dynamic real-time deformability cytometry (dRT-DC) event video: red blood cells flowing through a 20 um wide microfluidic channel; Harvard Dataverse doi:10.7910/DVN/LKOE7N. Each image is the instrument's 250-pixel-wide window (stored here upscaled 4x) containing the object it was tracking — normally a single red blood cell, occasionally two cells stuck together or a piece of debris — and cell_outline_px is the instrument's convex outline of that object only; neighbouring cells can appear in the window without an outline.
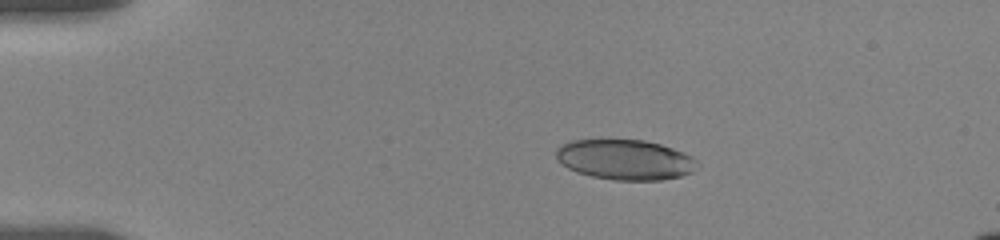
{"species": "human", "species_latin": "Homo sapiens", "temperature_condition": "room temperature", "stored_images_in_passage": 8, "camera_frame_rate_fps": 3000, "um_per_image_px": 0.085, "donor": {"sex": "female"}, "frame": {"image": 1, "passage_image": 4, "time_ms": 3.333, "image_size_px": [1000, 240], "cell_outline_px": [[696, 160], [692, 172], [680, 176], [664, 180], [616, 180], [592, 176], [576, 172], [568, 168], [556, 156], [556, 148], [560, 144], [572, 140], [644, 140], [660, 144], [684, 152], [692, 156]], "centroid_in_image_um": [53.12, 13.57], "position_along_channel_um": 31.9, "area_um2": 32.83}}
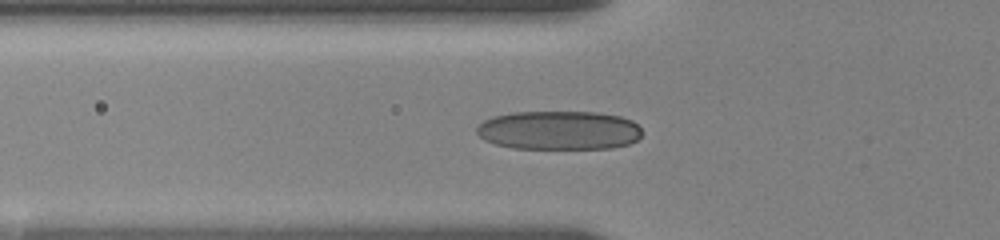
{"frame": {"image": 2, "passage_image": 7, "time_ms": 6.333, "image_size_px": [1000, 240], "cell_outline_px": [[640, 136], [636, 140], [628, 144], [612, 148], [512, 148], [496, 144], [484, 140], [476, 132], [476, 128], [484, 120], [492, 116], [512, 112], [596, 112], [620, 116], [632, 120], [640, 128]], "centroid_in_image_um": [47.49, 11.07], "position_along_channel_um": 78.3, "area_um2": 37.45}}
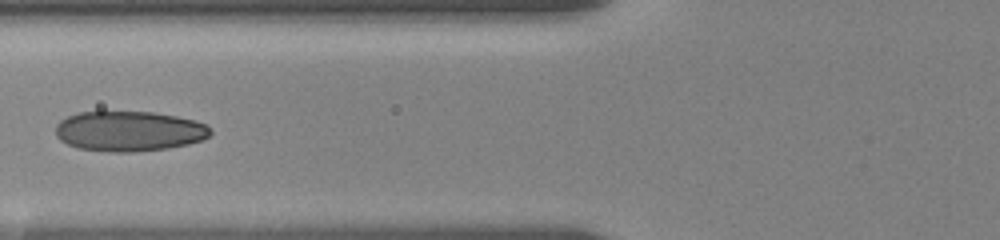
{"frame": {"image": 3, "passage_image": 8, "time_ms": 7.333, "image_size_px": [1000, 240], "cell_outline_px": [[212, 132], [208, 136], [200, 140], [188, 144], [168, 148], [132, 152], [108, 152], [76, 148], [60, 140], [56, 136], [56, 124], [60, 120], [76, 112], [152, 112], [176, 116], [196, 120], [208, 124], [212, 128]], "centroid_in_image_um": [10.97, 11.15], "position_along_channel_um": 114.8, "area_um2": 36.47}}